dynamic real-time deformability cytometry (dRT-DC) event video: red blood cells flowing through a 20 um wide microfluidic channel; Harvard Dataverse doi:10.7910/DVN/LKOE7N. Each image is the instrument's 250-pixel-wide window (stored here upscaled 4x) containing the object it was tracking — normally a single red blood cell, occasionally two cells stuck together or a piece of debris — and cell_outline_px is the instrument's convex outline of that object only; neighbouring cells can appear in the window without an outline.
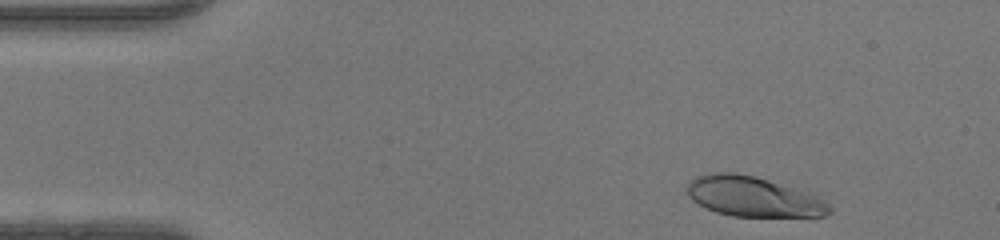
{"species": "human", "species_latin": "Homo sapiens", "temperature_condition": "warm", "stored_images_in_passage": 38, "camera_frame_rate_fps": 3000, "um_per_image_px": 0.085, "donor": {"sex": "female"}, "frame": {"image": 1, "passage_image": 2, "time_ms": 0.333, "image_size_px": [1000, 240], "cell_outline_px": [[832, 212], [824, 216], [732, 216], [716, 212], [692, 200], [688, 196], [688, 180], [696, 176], [712, 172], [736, 172], [756, 176], [816, 196], [828, 204], [832, 208]], "centroid_in_image_um": [63.97, 16.7], "position_along_channel_um": 21.0, "area_um2": 32.83}}
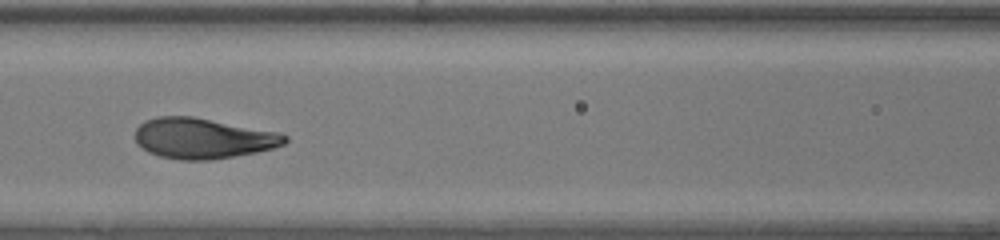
{"frame": {"image": 2, "passage_image": 17, "time_ms": 5.333, "image_size_px": [1000, 240], "cell_outline_px": [[288, 140], [284, 144], [272, 148], [256, 152], [208, 160], [180, 160], [160, 156], [148, 152], [136, 144], [136, 128], [144, 120], [156, 116], [192, 116], [280, 132], [288, 136]], "centroid_in_image_um": [17.23, 11.75], "position_along_channel_um": 149.4, "area_um2": 35.43}}
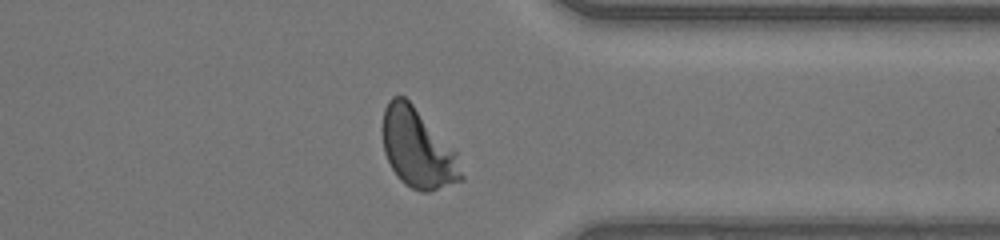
{"frame": {"image": 3, "passage_image": 33, "time_ms": 10.667, "image_size_px": [1000, 240], "cell_outline_px": [[464, 180], [428, 192], [420, 192], [404, 184], [396, 176], [384, 152], [384, 108], [388, 100], [392, 96], [404, 96], [412, 104], [456, 152], [464, 176]], "centroid_in_image_um": [35.51, 12.65], "position_along_channel_um": 375.9, "area_um2": 35.72}, "authors_computed_cell_mechanics": {"area_um2": 34.9112, "velocity_mm_per_s": 4.3714, "shape_relaxation_time_tau1_ms": 3.0918, "shape_relaxation_time_tau2_ms": null, "deformation_change_tau1": 0.1992, "deformation_change_tau2": null}}